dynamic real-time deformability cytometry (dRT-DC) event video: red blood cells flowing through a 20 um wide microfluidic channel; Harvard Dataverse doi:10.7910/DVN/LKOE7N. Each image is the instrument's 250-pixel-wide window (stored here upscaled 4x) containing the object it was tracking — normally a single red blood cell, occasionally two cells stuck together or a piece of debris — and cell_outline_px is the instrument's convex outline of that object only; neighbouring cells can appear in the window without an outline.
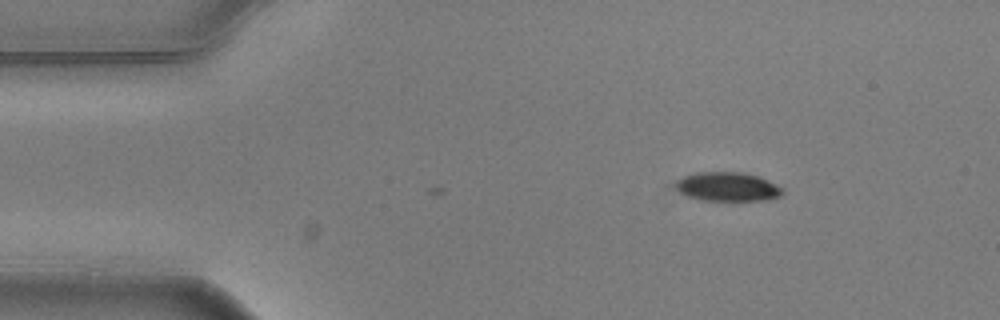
{"species": "common noctule bat (a hibernating species)", "species_latin": "Nyctalus noctula", "temperature_condition": "warm", "stored_images_in_passage": 3, "camera_frame_rate_fps": 3000, "um_per_image_px": 0.085, "animal": {"sex": "male", "body_mass_g": 20.5, "forearm_length_mm": 52.5}, "frame": {"image": 1, "passage_image": 1, "time_ms": 0.0, "image_size_px": [1000, 320], "cell_outline_px": [[784, 192], [780, 196], [768, 200], [704, 200], [688, 196], [680, 192], [676, 188], [676, 180], [684, 176], [696, 172], [740, 172], [756, 176], [776, 184], [784, 188]], "centroid_in_image_um": [61.85, 15.87], "position_along_channel_um": 23.1, "area_um2": 17.92}}
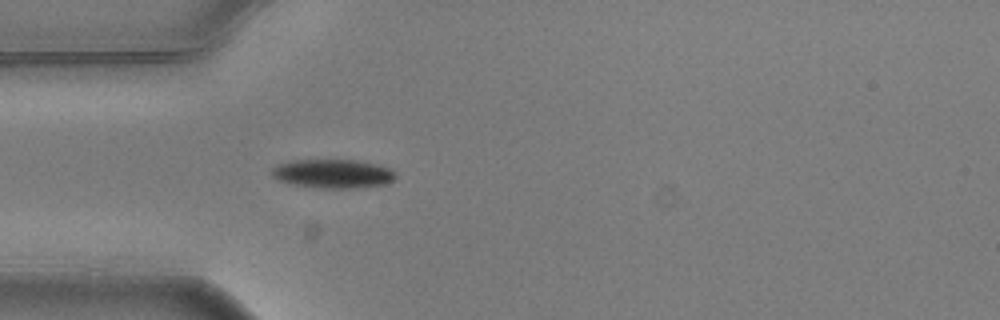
{"frame": {"image": 2, "passage_image": 3, "time_ms": 0.667, "image_size_px": [1000, 320], "cell_outline_px": [[396, 176], [392, 180], [384, 184], [352, 188], [324, 188], [288, 184], [276, 180], [272, 176], [272, 168], [280, 164], [292, 160], [356, 160], [376, 164], [392, 168], [396, 172]], "centroid_in_image_um": [28.28, 14.76], "position_along_channel_um": 56.7, "area_um2": 20.87}}